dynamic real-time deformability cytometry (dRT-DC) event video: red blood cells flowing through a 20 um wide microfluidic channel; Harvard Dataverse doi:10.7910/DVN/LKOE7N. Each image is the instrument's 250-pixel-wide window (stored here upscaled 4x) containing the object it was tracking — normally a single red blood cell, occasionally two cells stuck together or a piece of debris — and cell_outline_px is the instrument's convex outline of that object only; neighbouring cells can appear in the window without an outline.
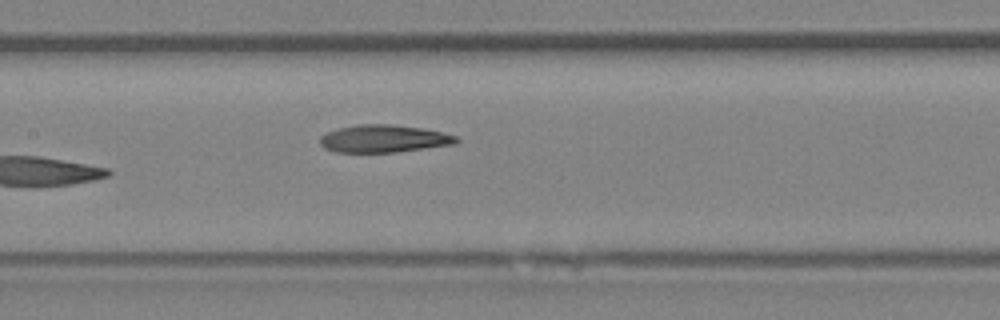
{"species": "Egyptian fruit bat (a non-hibernating species)", "species_latin": "Rousettus aegyptiacus", "temperature_condition": "room temperature", "stored_images_in_passage": 8, "camera_frame_rate_fps": 3000, "um_per_image_px": 0.085, "animal": {"sex": "female"}, "frame": {"image": 1, "passage_image": 8, "time_ms": 8.0, "image_size_px": [1000, 320], "cell_outline_px": [[460, 140], [456, 144], [396, 152], [336, 152], [324, 148], [320, 144], [320, 136], [328, 132], [340, 128], [356, 124], [392, 124], [424, 128], [456, 136]], "centroid_in_image_um": [32.63, 11.78], "position_along_channel_um": 174.8, "area_um2": 21.91}}